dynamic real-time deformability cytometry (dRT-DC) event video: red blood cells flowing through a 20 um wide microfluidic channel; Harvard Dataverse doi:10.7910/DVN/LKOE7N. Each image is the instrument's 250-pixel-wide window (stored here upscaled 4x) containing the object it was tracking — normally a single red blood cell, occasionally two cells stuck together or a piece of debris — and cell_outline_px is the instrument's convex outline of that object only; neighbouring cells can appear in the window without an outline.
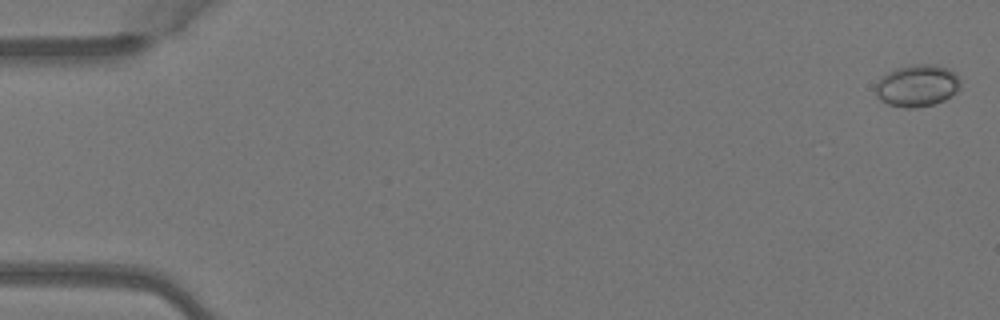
{"species": "Egyptian fruit bat (a non-hibernating species)", "species_latin": "Rousettus aegyptiacus", "temperature_condition": "warm", "stored_images_in_passage": 5, "camera_frame_rate_fps": 3000, "um_per_image_px": 0.085, "animal": {"sex": "female"}, "frame": {"image": 1, "passage_image": 1, "time_ms": 0.0, "image_size_px": [1000, 320], "cell_outline_px": [[960, 88], [956, 92], [944, 100], [936, 104], [912, 108], [904, 108], [888, 104], [880, 100], [876, 96], [876, 84], [888, 72], [896, 68], [916, 64], [932, 64], [948, 68], [956, 72], [960, 80]], "centroid_in_image_um": [77.99, 7.29], "position_along_channel_um": 7.0, "area_um2": 20.81}}